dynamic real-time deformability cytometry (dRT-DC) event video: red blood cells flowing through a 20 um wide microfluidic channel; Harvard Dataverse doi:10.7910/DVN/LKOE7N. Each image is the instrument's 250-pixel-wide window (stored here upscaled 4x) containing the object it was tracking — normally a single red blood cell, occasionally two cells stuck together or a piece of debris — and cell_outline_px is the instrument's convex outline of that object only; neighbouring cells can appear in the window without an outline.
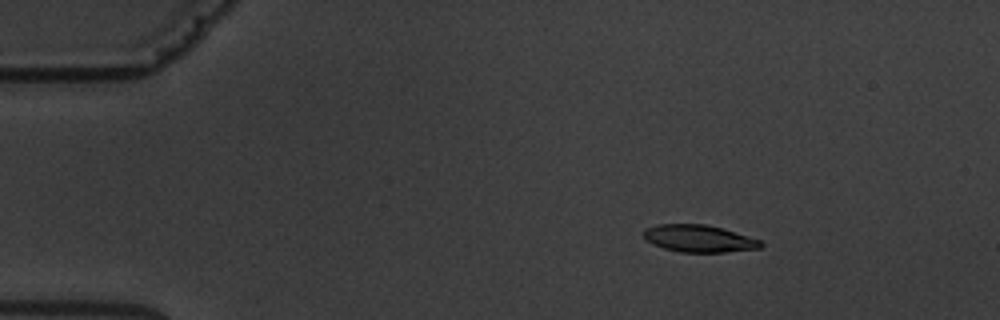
{"species": "common noctule bat (a hibernating species)", "species_latin": "Nyctalus noctula", "temperature_condition": "warm", "stored_images_in_passage": 9, "camera_frame_rate_fps": 3000, "um_per_image_px": 0.085, "animal": {"sex": "male", "body_mass_g": 19.5, "forearm_length_mm": 54.6}, "frame": {"image": 1, "passage_image": 2, "time_ms": 1.0, "image_size_px": [1000, 320], "cell_outline_px": [[764, 244], [760, 248], [724, 252], [680, 252], [664, 248], [652, 244], [644, 236], [644, 232], [648, 228], [656, 224], [704, 224], [724, 228], [760, 240]], "centroid_in_image_um": [59.44, 20.27], "position_along_channel_um": 25.6, "area_um2": 18.44}}
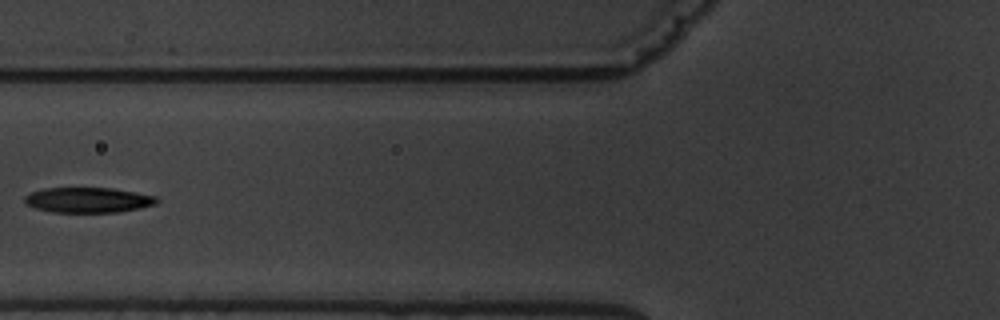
{"frame": {"image": 2, "passage_image": 6, "time_ms": 5.667, "image_size_px": [1000, 320], "cell_outline_px": [[160, 200], [156, 204], [140, 208], [120, 212], [52, 212], [36, 208], [24, 204], [24, 196], [32, 192], [44, 188], [112, 188], [136, 192], [156, 196]], "centroid_in_image_um": [7.5, 17.0], "position_along_channel_um": 118.3, "area_um2": 19.54}}
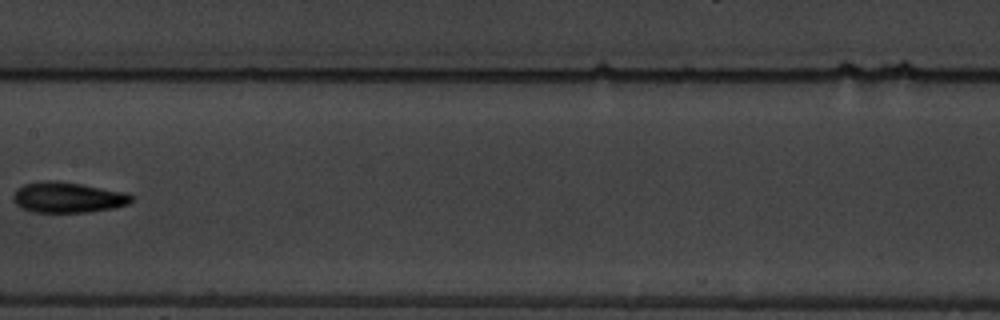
{"frame": {"image": 3, "passage_image": 8, "time_ms": 8.0, "image_size_px": [1000, 320], "cell_outline_px": [[132, 200], [128, 204], [112, 208], [88, 212], [32, 212], [16, 204], [12, 196], [16, 188], [24, 184], [44, 180], [56, 180], [128, 192], [132, 196]], "centroid_in_image_um": [5.75, 16.77], "position_along_channel_um": 201.6, "area_um2": 21.1}}